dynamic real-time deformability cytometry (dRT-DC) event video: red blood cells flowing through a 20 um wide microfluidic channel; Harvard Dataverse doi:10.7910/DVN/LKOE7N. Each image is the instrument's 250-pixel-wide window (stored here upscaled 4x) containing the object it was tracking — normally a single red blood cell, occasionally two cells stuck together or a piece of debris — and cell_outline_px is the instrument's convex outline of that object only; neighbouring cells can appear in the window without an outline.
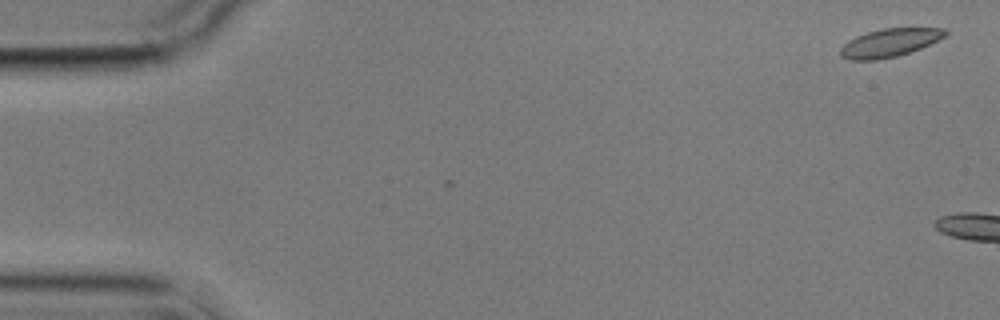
{"species": "common noctule bat (a hibernating species)", "species_latin": "Nyctalus noctula", "temperature_condition": "cold", "stored_images_in_passage": 3, "camera_frame_rate_fps": 3000, "um_per_image_px": 0.085, "animal": {"sex": "male", "body_mass_g": 17.9}, "frame": {"image": 1, "passage_image": 1, "time_ms": 0.0, "image_size_px": [1000, 320], "cell_outline_px": [[948, 32], [944, 36], [920, 48], [896, 56], [876, 60], [852, 60], [840, 56], [840, 48], [848, 40], [856, 36], [868, 32], [884, 28], [944, 28]], "centroid_in_image_um": [75.57, 3.63], "position_along_channel_um": 9.4, "area_um2": 16.94}}